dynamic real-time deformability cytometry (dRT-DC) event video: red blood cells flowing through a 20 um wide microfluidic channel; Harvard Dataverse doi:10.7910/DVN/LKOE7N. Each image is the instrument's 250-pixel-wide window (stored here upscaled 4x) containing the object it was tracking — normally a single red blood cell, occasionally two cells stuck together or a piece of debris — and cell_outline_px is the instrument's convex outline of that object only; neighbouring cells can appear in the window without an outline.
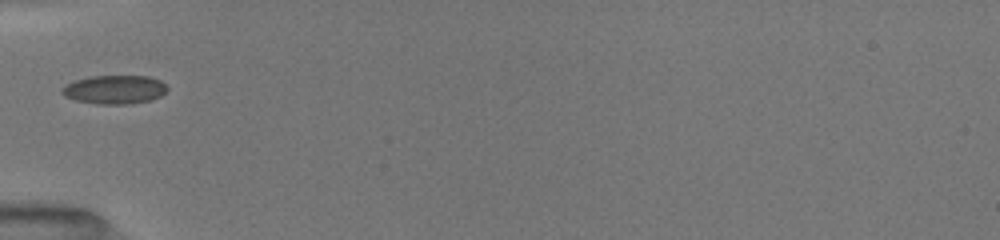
{"species": "common noctule bat (a hibernating species)", "species_latin": "Nyctalus noctula", "temperature_condition": "room temperature", "stored_images_in_passage": 5, "camera_frame_rate_fps": 3000, "um_per_image_px": 0.085, "animal": {"sex": "female", "body_mass_g": 19.5, "forearm_length_mm": 54.1}, "frame": {"image": 1, "passage_image": 1, "time_ms": 0.0, "image_size_px": [1000, 240], "cell_outline_px": [[168, 88], [160, 96], [148, 100], [128, 104], [96, 104], [76, 100], [64, 96], [60, 92], [60, 88], [64, 84], [76, 80], [92, 76], [148, 76], [160, 80]], "centroid_in_image_um": [9.68, 7.61], "position_along_channel_um": 75.3, "area_um2": 17.57}}